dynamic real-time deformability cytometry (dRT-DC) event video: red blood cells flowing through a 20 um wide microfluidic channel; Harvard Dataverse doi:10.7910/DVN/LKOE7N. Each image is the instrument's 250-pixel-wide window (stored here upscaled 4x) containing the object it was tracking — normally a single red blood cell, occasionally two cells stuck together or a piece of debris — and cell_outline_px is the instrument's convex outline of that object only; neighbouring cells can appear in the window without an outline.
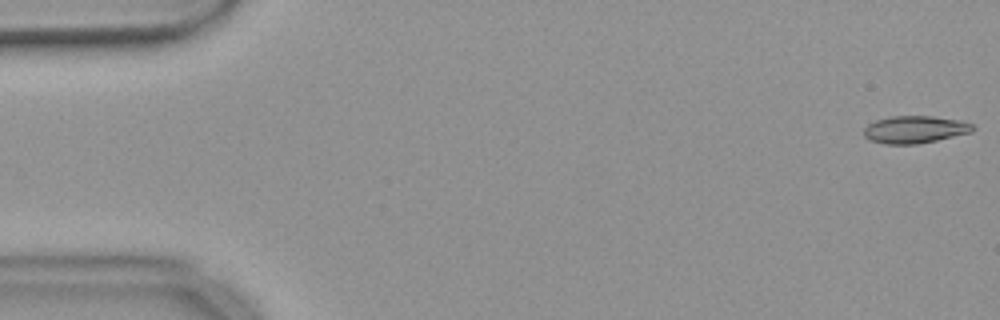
{"species": "common noctule bat (a hibernating species)", "species_latin": "Nyctalus noctula", "temperature_condition": "warm", "stored_images_in_passage": 55, "camera_frame_rate_fps": 3000, "um_per_image_px": 0.085, "animal": {"sex": "female", "body_mass_g": 18.4}, "frame": {"image": 1, "passage_image": 1, "time_ms": 0.0, "image_size_px": [1000, 320], "cell_outline_px": [[976, 128], [972, 132], [936, 140], [916, 144], [884, 144], [872, 140], [864, 136], [864, 128], [868, 124], [876, 120], [892, 116], [932, 116], [960, 120], [972, 124]], "centroid_in_image_um": [77.77, 11.0], "position_along_channel_um": 7.2, "area_um2": 17.28}}
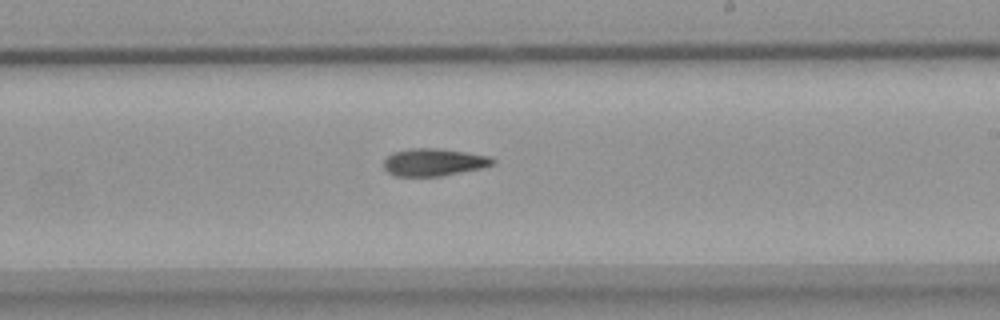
{"frame": {"image": 2, "passage_image": 32, "time_ms": 10.333, "image_size_px": [1000, 320], "cell_outline_px": [[496, 164], [480, 168], [440, 176], [396, 176], [388, 172], [384, 168], [384, 160], [392, 152], [412, 148], [440, 148], [488, 156], [496, 160]], "centroid_in_image_um": [36.86, 13.78], "position_along_channel_um": 252.1, "area_um2": 17.34}}
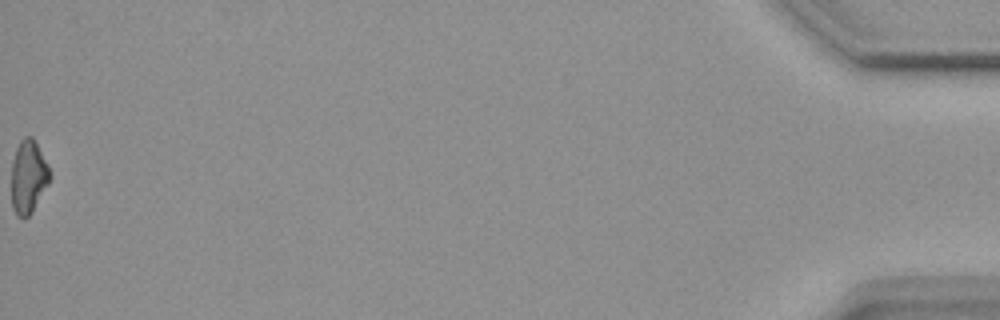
{"frame": {"image": 3, "passage_image": 55, "time_ms": 18.0, "image_size_px": [1000, 320], "cell_outline_px": [[52, 176], [48, 184], [32, 212], [28, 216], [16, 216], [12, 208], [12, 160], [16, 148], [20, 140], [24, 136], [32, 136], [48, 164]], "centroid_in_image_um": [2.41, 15.0], "position_along_channel_um": 432.8, "area_um2": 16.42}}